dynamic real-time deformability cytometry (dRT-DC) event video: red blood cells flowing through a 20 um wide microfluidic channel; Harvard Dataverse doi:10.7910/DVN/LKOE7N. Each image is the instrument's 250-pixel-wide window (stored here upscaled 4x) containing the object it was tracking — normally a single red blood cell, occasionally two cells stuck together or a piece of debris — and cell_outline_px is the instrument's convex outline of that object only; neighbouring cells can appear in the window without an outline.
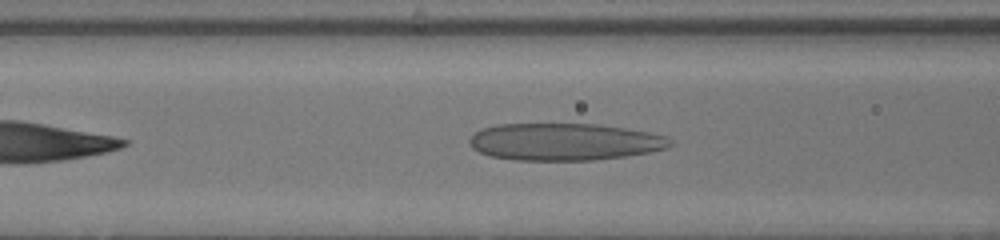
{"species": "human", "species_latin": "Homo sapiens", "temperature_condition": "warm", "stored_images_in_passage": 37, "camera_frame_rate_fps": 3000, "um_per_image_px": 0.085, "donor": {"sex": "male"}, "frame": {"image": 1, "passage_image": 7, "time_ms": 2.0, "image_size_px": [1000, 240], "cell_outline_px": [[672, 144], [668, 148], [648, 152], [624, 156], [596, 160], [516, 160], [492, 156], [480, 152], [472, 148], [468, 140], [476, 132], [484, 128], [496, 124], [600, 124], [648, 132], [664, 136], [672, 140]], "centroid_in_image_um": [47.98, 12.05], "position_along_channel_um": 118.6, "area_um2": 43.29}}
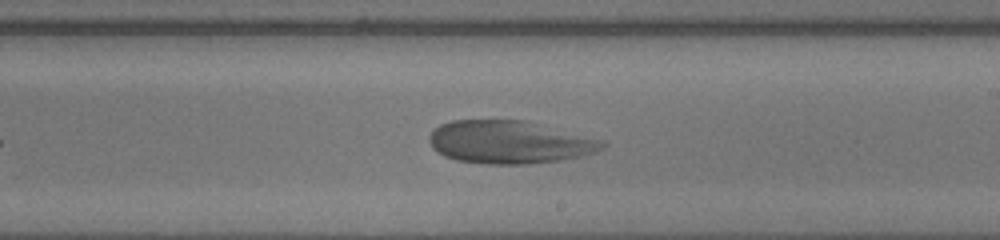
{"frame": {"image": 2, "passage_image": 16, "time_ms": 5.0, "image_size_px": [1000, 240], "cell_outline_px": [[608, 144], [604, 148], [596, 152], [580, 156], [560, 160], [528, 164], [484, 164], [456, 160], [444, 156], [432, 148], [428, 140], [428, 136], [440, 124], [452, 120], [524, 120], [604, 140]], "centroid_in_image_um": [43.3, 12.08], "position_along_channel_um": 245.7, "area_um2": 43.41}}
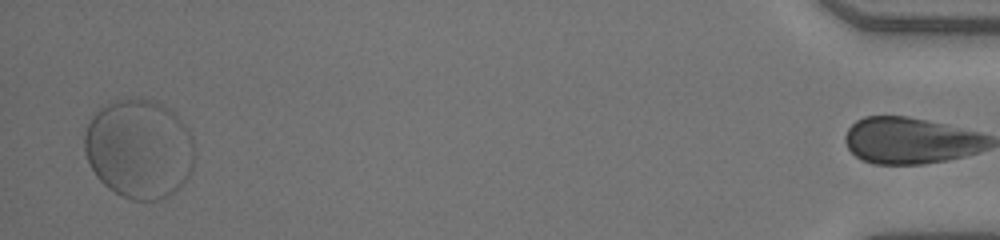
{"frame": {"image": 3, "passage_image": 35, "time_ms": 11.333, "image_size_px": [1000, 240], "cell_outline_px": [[192, 172], [180, 188], [176, 192], [160, 200], [132, 200], [120, 196], [108, 188], [96, 176], [88, 160], [84, 148], [84, 136], [88, 124], [92, 116], [100, 108], [116, 100], [140, 96], [152, 100], [176, 112], [192, 136]], "centroid_in_image_um": [11.83, 12.65], "position_along_channel_um": 423.4, "area_um2": 64.04}}